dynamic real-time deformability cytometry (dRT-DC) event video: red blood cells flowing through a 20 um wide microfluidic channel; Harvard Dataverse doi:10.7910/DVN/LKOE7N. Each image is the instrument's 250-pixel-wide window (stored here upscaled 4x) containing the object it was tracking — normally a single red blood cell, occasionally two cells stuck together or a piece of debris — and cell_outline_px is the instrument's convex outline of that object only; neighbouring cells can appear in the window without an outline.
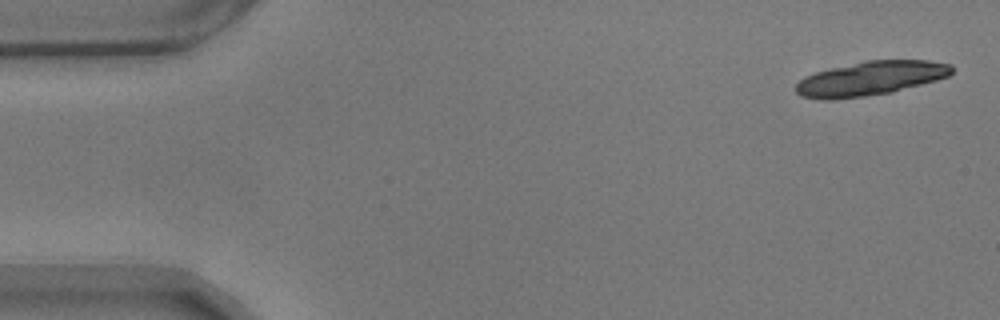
{"species": "common noctule bat (a hibernating species)", "species_latin": "Nyctalus noctula", "temperature_condition": "warm", "stored_images_in_passage": 18, "camera_frame_rate_fps": 3000, "um_per_image_px": 0.085, "animal": {"sex": "male", "body_mass_g": 17.9}, "frame": {"image": 1, "passage_image": 1, "time_ms": 0.0, "image_size_px": [1000, 320], "cell_outline_px": [[952, 72], [948, 76], [936, 80], [892, 92], [864, 96], [832, 100], [824, 100], [800, 96], [796, 92], [796, 84], [804, 76], [816, 72], [864, 60], [928, 60], [952, 64]], "centroid_in_image_um": [73.98, 6.66], "position_along_channel_um": 11.0, "area_um2": 30.98}}